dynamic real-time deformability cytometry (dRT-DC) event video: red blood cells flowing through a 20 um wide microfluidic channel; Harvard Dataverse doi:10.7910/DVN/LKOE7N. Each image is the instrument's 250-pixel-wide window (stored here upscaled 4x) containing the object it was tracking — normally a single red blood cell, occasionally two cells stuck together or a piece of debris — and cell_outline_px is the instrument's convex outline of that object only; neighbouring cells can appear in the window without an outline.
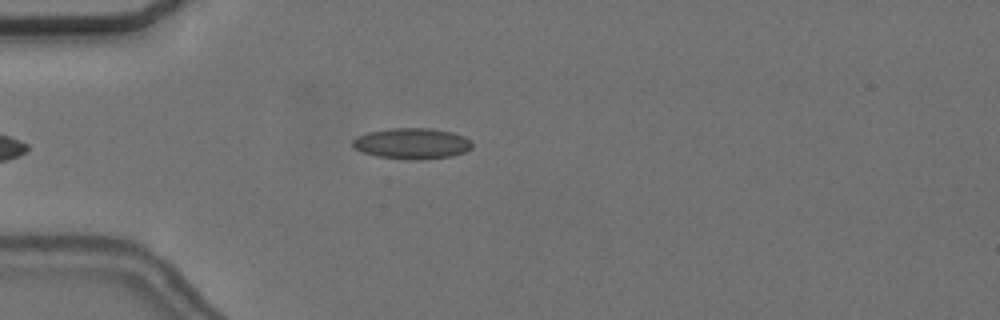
{"species": "common noctule bat (a hibernating species)", "species_latin": "Nyctalus noctula", "temperature_condition": "cold", "stored_images_in_passage": 39, "camera_frame_rate_fps": 3000, "um_per_image_px": 0.085, "animal": {"sex": "female", "body_mass_g": 24.6, "forearm_length_mm": 56.2}, "frame": {"image": 1, "passage_image": 2, "time_ms": 0.333, "image_size_px": [1000, 320], "cell_outline_px": [[472, 148], [464, 152], [452, 156], [416, 160], [408, 160], [376, 156], [360, 152], [352, 148], [352, 140], [368, 132], [388, 128], [428, 128], [452, 132], [464, 136], [472, 140]], "centroid_in_image_um": [35.01, 12.2], "position_along_channel_um": 50.0, "area_um2": 21.73}}
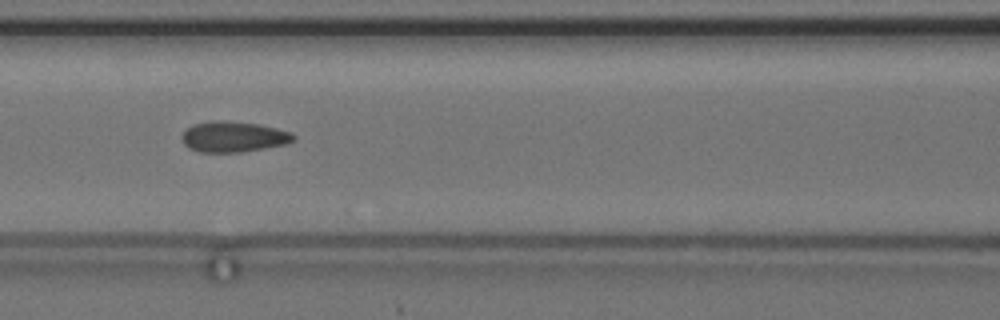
{"frame": {"image": 2, "passage_image": 11, "time_ms": 3.333, "image_size_px": [1000, 320], "cell_outline_px": [[296, 140], [284, 144], [264, 148], [240, 152], [200, 152], [188, 148], [184, 144], [180, 136], [192, 124], [216, 120], [224, 120], [260, 124], [292, 132], [296, 136]], "centroid_in_image_um": [19.84, 11.62], "position_along_channel_um": 146.8, "area_um2": 20.06}}
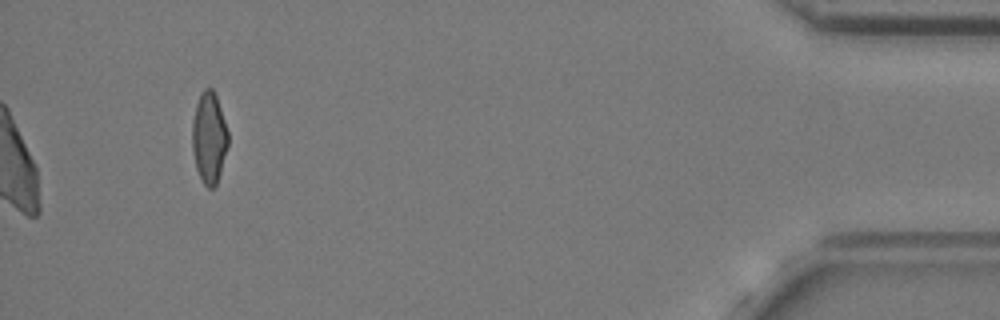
{"frame": {"image": 3, "passage_image": 39, "time_ms": 12.667, "image_size_px": [1000, 320], "cell_outline_px": [[228, 144], [220, 172], [216, 184], [212, 188], [208, 188], [204, 184], [196, 168], [192, 152], [192, 124], [196, 104], [200, 92], [204, 88], [212, 88], [216, 96], [228, 132]], "centroid_in_image_um": [17.75, 11.69], "position_along_channel_um": 417.4, "area_um2": 18.9}, "authors_computed_cell_mechanics": {"area_um2": 19.652, "velocity_mm_per_s": 3.6561, "shape_relaxation_time_tau1_ms": 7.9225, "shape_relaxation_time_tau2_ms": 1.4985, "deformation_change_tau1": 0.1492, "deformation_change_tau2": 0.0796}}